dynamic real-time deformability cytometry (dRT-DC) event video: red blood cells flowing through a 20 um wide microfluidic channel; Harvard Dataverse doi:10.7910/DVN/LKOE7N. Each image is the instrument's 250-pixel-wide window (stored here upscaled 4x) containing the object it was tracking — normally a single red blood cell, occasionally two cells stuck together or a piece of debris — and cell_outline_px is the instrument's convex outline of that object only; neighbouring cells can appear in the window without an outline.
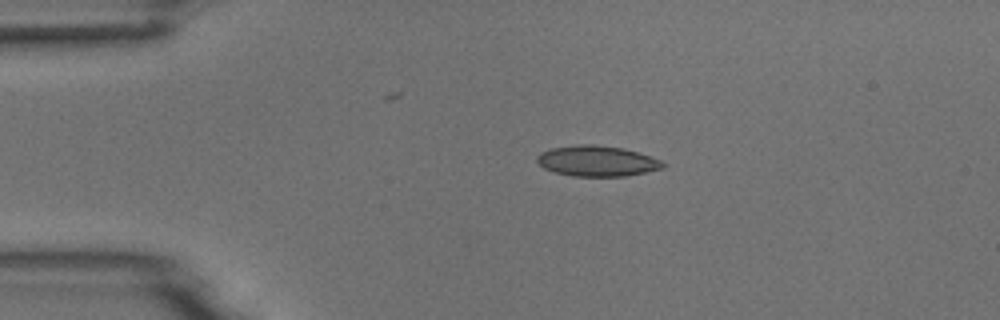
{"species": "common noctule bat (a hibernating species)", "species_latin": "Nyctalus noctula", "temperature_condition": "room temperature", "stored_images_in_passage": 2, "camera_frame_rate_fps": 3000, "um_per_image_px": 0.085, "animal": {"sex": "male", "body_mass_g": 18.8}, "frame": {"image": 1, "passage_image": 1, "time_ms": 0.0, "image_size_px": [1000, 320], "cell_outline_px": [[664, 168], [624, 176], [572, 176], [556, 172], [544, 168], [536, 160], [536, 156], [540, 152], [552, 148], [580, 144], [592, 144], [624, 148], [660, 160], [664, 164]], "centroid_in_image_um": [50.71, 13.68], "position_along_channel_um": 34.3, "area_um2": 22.2}}